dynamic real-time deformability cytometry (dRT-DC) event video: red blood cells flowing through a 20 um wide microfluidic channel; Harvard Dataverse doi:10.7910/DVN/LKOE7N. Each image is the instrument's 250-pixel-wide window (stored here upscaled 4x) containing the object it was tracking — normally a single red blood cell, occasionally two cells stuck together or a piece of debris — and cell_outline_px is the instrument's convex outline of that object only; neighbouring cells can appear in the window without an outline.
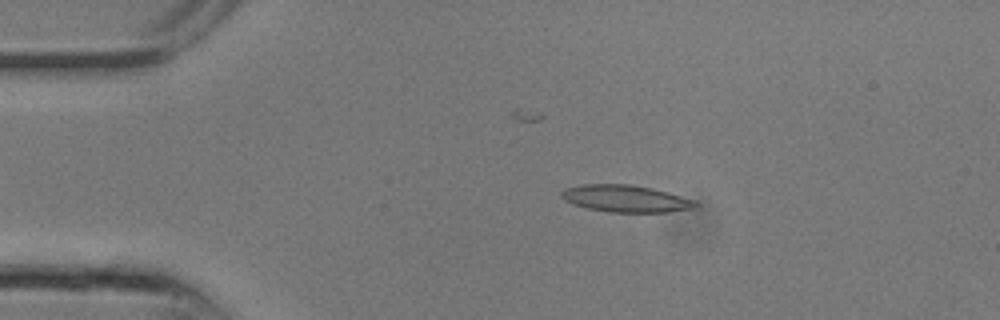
{"species": "common noctule bat (a hibernating species)", "species_latin": "Nyctalus noctula", "temperature_condition": "room temperature", "stored_images_in_passage": 8, "camera_frame_rate_fps": 3000, "um_per_image_px": 0.085, "animal": {"sex": "male", "body_mass_g": 13.3}, "frame": {"image": 1, "passage_image": 4, "time_ms": 1.0, "image_size_px": [1000, 320], "cell_outline_px": [[700, 204], [696, 208], [668, 212], [608, 212], [588, 208], [572, 204], [564, 200], [560, 196], [560, 192], [564, 188], [580, 184], [628, 184], [652, 188], [668, 192], [696, 200]], "centroid_in_image_um": [53.19, 16.88], "position_along_channel_um": 31.8, "area_um2": 21.39}}
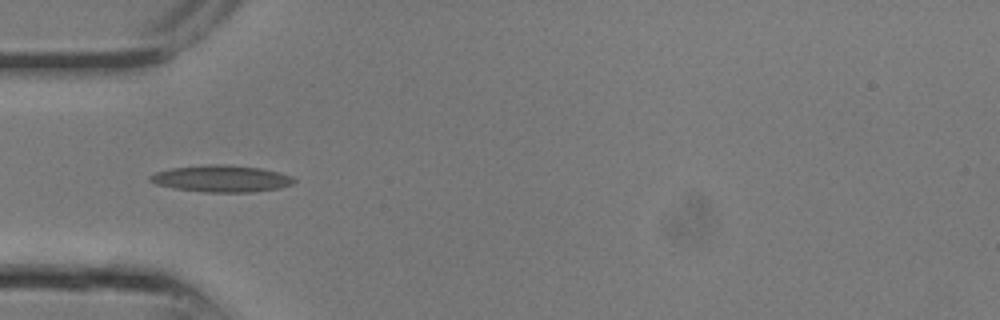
{"frame": {"image": 2, "passage_image": 7, "time_ms": 2.0, "image_size_px": [1000, 320], "cell_outline_px": [[296, 180], [292, 184], [280, 188], [252, 192], [204, 192], [176, 188], [156, 184], [148, 180], [148, 176], [156, 172], [172, 168], [208, 164], [228, 164], [260, 168], [280, 172], [292, 176]], "centroid_in_image_um": [18.84, 15.18], "position_along_channel_um": 66.2, "area_um2": 22.48}}